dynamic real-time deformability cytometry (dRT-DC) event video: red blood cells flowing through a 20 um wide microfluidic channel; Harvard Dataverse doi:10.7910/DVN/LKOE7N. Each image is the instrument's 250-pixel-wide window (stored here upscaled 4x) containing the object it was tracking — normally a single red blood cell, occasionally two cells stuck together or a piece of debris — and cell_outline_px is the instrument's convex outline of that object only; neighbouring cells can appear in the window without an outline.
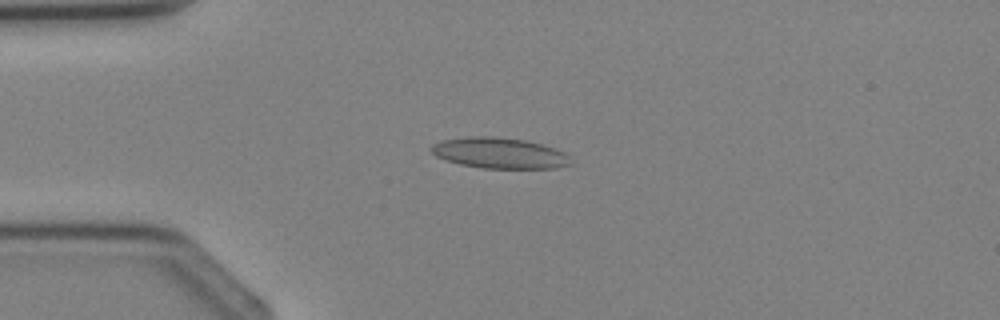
{"species": "Egyptian fruit bat (a non-hibernating species)", "species_latin": "Rousettus aegyptiacus", "temperature_condition": "cold", "stored_images_in_passage": 2, "camera_frame_rate_fps": 3000, "um_per_image_px": 0.085, "animal": {"sex": "female"}, "frame": {"image": 1, "passage_image": 2, "time_ms": 1.0, "image_size_px": [1000, 320], "cell_outline_px": [[572, 164], [556, 168], [484, 168], [460, 164], [436, 156], [428, 148], [432, 144], [440, 140], [468, 136], [492, 136], [528, 140], [544, 144], [556, 148], [572, 156]], "centroid_in_image_um": [42.5, 12.99], "position_along_channel_um": 42.5, "area_um2": 25.43}}